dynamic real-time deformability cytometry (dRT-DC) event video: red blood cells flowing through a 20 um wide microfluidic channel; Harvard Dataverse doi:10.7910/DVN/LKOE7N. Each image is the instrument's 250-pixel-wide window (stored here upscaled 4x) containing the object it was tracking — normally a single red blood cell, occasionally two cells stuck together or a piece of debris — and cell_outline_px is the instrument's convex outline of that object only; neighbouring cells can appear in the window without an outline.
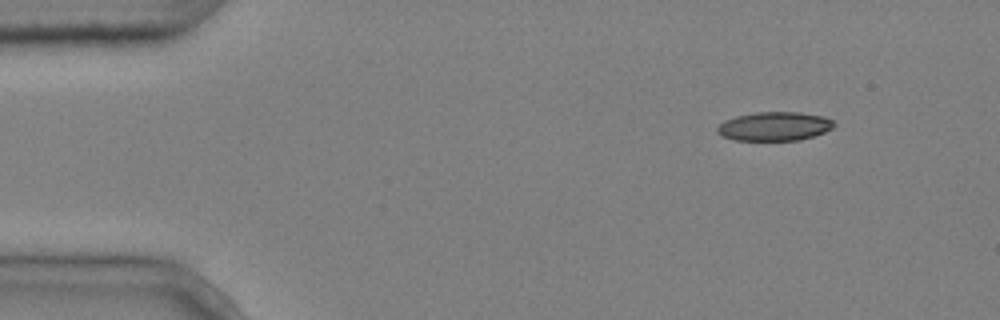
{"species": "common noctule bat (a hibernating species)", "species_latin": "Nyctalus noctula", "temperature_condition": "cold", "stored_images_in_passage": 10, "camera_frame_rate_fps": 3000, "um_per_image_px": 0.085, "animal": {"sex": "male", "body_mass_g": 20.4}, "frame": {"image": 1, "passage_image": 1, "time_ms": 0.0, "image_size_px": [1000, 320], "cell_outline_px": [[836, 124], [832, 128], [824, 132], [800, 140], [736, 140], [724, 136], [716, 132], [716, 128], [724, 120], [736, 116], [756, 112], [800, 112], [824, 116], [832, 120]], "centroid_in_image_um": [65.83, 10.73], "position_along_channel_um": 19.2, "area_um2": 19.59}}
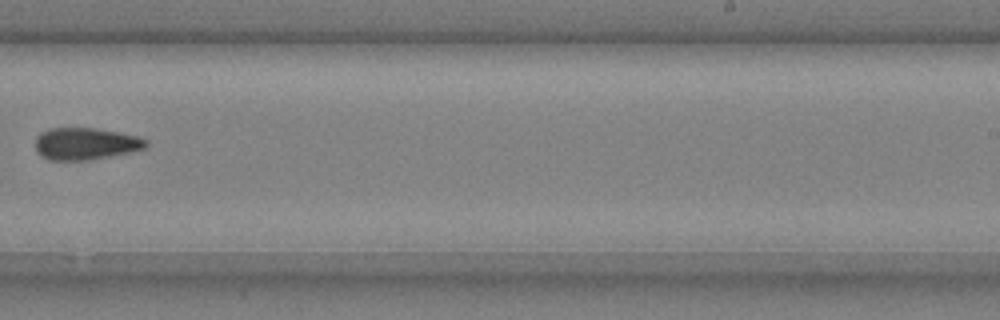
{"frame": {"image": 2, "passage_image": 9, "time_ms": 2.667, "image_size_px": [1000, 320], "cell_outline_px": [[148, 144], [144, 148], [128, 152], [92, 160], [48, 160], [40, 156], [36, 152], [36, 136], [40, 132], [52, 128], [96, 128], [136, 136], [148, 140]], "centroid_in_image_um": [7.22, 12.22], "position_along_channel_um": 281.8, "area_um2": 20.63}}
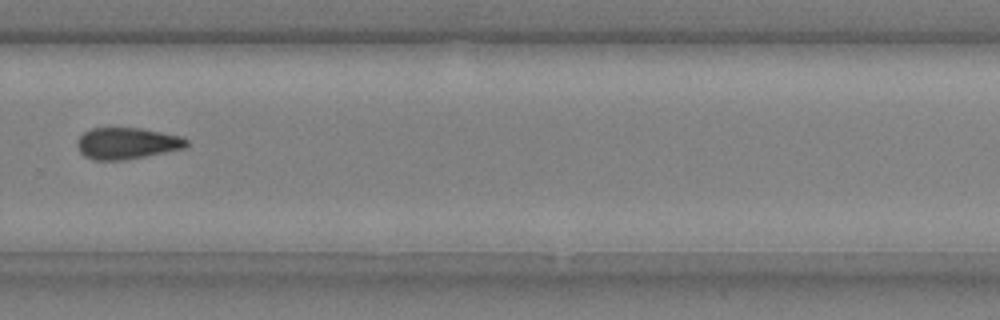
{"frame": {"image": 3, "passage_image": 10, "time_ms": 3.0, "image_size_px": [1000, 320], "cell_outline_px": [[188, 144], [184, 148], [128, 160], [92, 160], [84, 156], [80, 152], [76, 144], [76, 140], [84, 132], [92, 128], [140, 128], [184, 136], [188, 140]], "centroid_in_image_um": [10.79, 12.19], "position_along_channel_um": 319.0, "area_um2": 20.29}}